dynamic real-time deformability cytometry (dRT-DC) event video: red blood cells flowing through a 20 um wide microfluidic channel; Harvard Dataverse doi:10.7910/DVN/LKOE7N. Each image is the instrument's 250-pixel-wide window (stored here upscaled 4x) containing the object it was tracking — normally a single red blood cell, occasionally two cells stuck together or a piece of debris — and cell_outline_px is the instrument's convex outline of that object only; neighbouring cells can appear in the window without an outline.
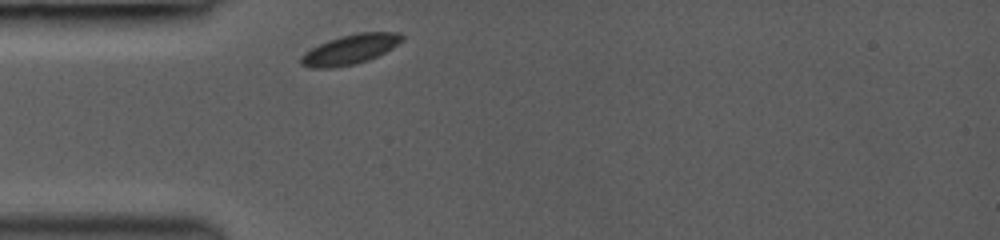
{"species": "common noctule bat (a hibernating species)", "species_latin": "Nyctalus noctula", "temperature_condition": "room temperature", "stored_images_in_passage": 57, "camera_frame_rate_fps": 3000, "um_per_image_px": 0.085, "animal": {"sex": "female", "body_mass_g": 19.0, "forearm_length_mm": 53.3}, "frame": {"image": 1, "passage_image": 1, "time_ms": 0.0, "image_size_px": [1000, 240], "cell_outline_px": [[404, 40], [392, 48], [368, 60], [356, 64], [332, 68], [308, 68], [300, 64], [300, 56], [304, 52], [328, 40], [340, 36], [360, 32], [400, 32], [404, 36]], "centroid_in_image_um": [29.75, 4.2], "position_along_channel_um": 55.3, "area_um2": 17.63}}
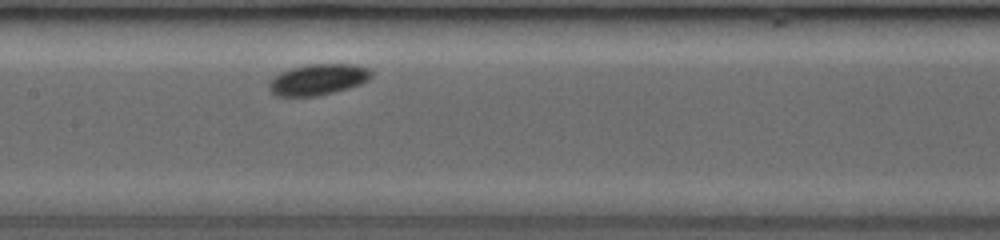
{"frame": {"image": 2, "passage_image": 24, "time_ms": 3.333, "image_size_px": [1000, 240], "cell_outline_px": [[372, 76], [368, 80], [360, 84], [348, 88], [316, 96], [276, 96], [268, 88], [268, 84], [272, 76], [288, 68], [308, 64], [356, 64], [368, 68], [372, 72]], "centroid_in_image_um": [27.0, 6.74], "position_along_channel_um": 180.4, "area_um2": 18.67}}
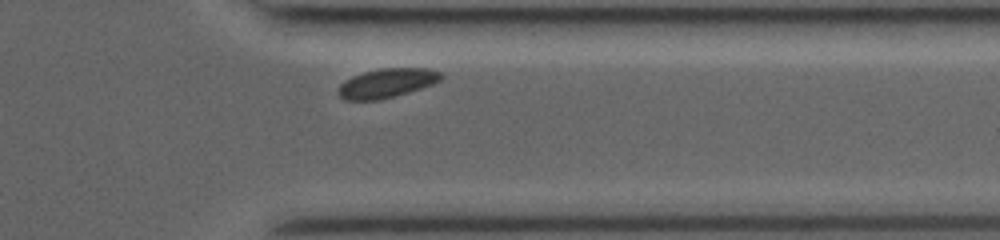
{"frame": {"image": 3, "passage_image": 52, "time_ms": 8.333, "image_size_px": [1000, 240], "cell_outline_px": [[444, 76], [440, 80], [432, 84], [408, 92], [380, 100], [344, 100], [336, 92], [340, 84], [344, 80], [352, 76], [364, 72], [380, 68], [428, 68], [440, 72]], "centroid_in_image_um": [32.85, 7.06], "position_along_channel_um": 378.6, "area_um2": 17.51}, "authors_computed_cell_mechanics": {"area_um2": 18.207, "velocity_mm_per_s": 3.9343, "shape_relaxation_time_tau1_ms": 1.0304, "shape_relaxation_time_tau2_ms": null, "deformation_change_tau1": 0.0851, "deformation_change_tau2": null}}